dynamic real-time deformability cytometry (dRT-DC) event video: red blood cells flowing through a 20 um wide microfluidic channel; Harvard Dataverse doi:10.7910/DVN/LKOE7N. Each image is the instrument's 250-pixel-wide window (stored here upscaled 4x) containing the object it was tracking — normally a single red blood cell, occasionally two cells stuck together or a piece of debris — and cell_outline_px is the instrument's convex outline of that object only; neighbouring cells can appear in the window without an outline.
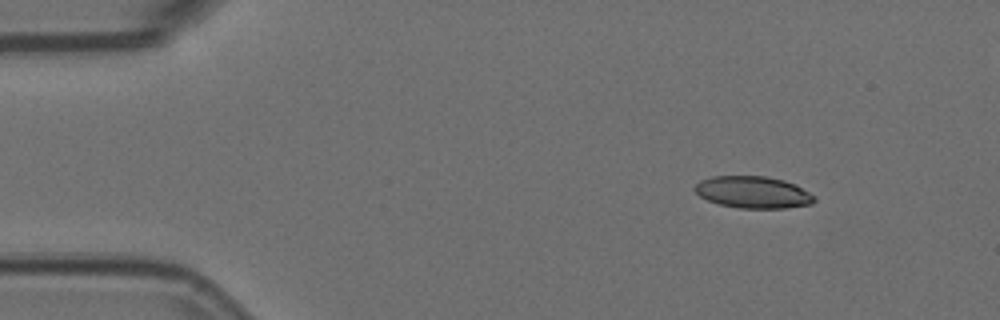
{"species": "Egyptian fruit bat (a non-hibernating species)", "species_latin": "Rousettus aegyptiacus", "temperature_condition": "room temperature", "stored_images_in_passage": 5, "camera_frame_rate_fps": 3000, "um_per_image_px": 0.085, "animal": {"sex": "female"}, "frame": {"image": 1, "passage_image": 2, "time_ms": 0.333, "image_size_px": [1000, 320], "cell_outline_px": [[816, 200], [812, 204], [784, 208], [740, 208], [720, 204], [708, 200], [700, 196], [692, 188], [700, 180], [712, 176], [764, 176], [784, 180], [796, 184], [816, 196]], "centroid_in_image_um": [64.03, 16.33], "position_along_channel_um": 21.0, "area_um2": 22.31}}